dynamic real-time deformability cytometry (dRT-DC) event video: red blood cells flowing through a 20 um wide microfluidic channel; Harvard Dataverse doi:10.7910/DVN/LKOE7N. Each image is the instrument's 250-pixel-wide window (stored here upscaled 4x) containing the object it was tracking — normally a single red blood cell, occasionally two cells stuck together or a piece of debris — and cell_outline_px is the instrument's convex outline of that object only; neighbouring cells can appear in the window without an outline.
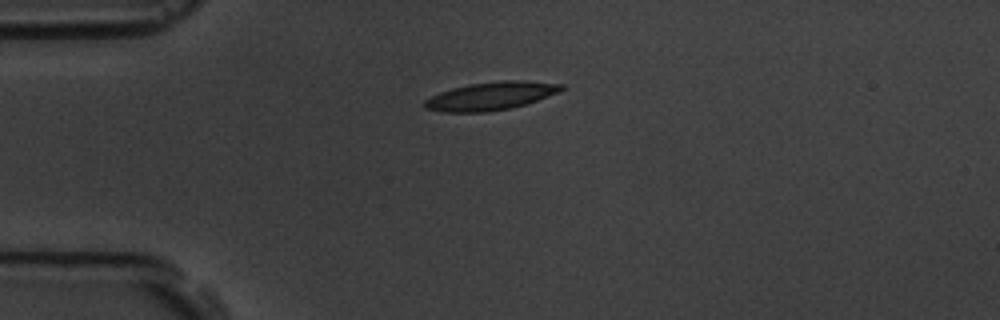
{"species": "common noctule bat (a hibernating species)", "species_latin": "Nyctalus noctula", "temperature_condition": "room temperature", "stored_images_in_passage": 2, "camera_frame_rate_fps": 3000, "um_per_image_px": 0.085, "animal": {"sex": "male", "body_mass_g": 19.5, "forearm_length_mm": 54.6}, "frame": {"image": 1, "passage_image": 1, "time_ms": 0.0, "image_size_px": [1000, 320], "cell_outline_px": [[564, 88], [556, 92], [536, 100], [512, 108], [488, 112], [444, 112], [424, 108], [424, 100], [440, 92], [452, 88], [468, 84], [500, 80], [524, 80], [564, 84]], "centroid_in_image_um": [41.69, 8.15], "position_along_channel_um": 43.3, "area_um2": 22.31}}